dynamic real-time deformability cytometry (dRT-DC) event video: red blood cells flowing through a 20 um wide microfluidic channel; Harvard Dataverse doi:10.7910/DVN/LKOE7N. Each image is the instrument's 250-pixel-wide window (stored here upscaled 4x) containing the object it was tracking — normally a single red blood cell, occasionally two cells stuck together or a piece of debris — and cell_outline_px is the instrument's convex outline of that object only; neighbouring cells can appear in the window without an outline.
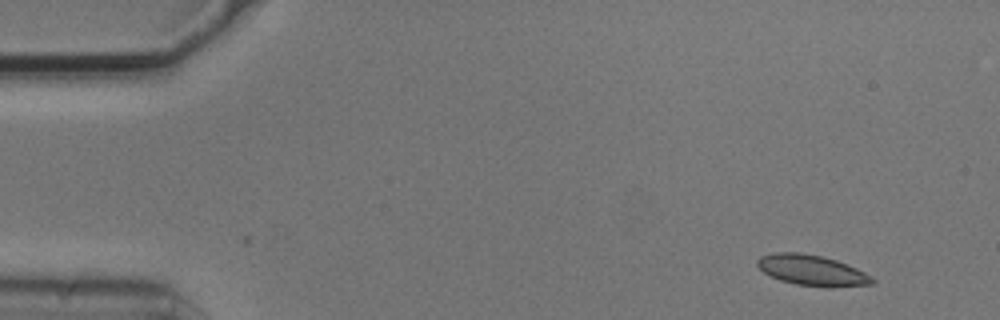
{"species": "common noctule bat (a hibernating species)", "species_latin": "Nyctalus noctula", "temperature_condition": "cold", "stored_images_in_passage": 3, "camera_frame_rate_fps": 3000, "um_per_image_px": 0.085, "animal": {"sex": "male", "body_mass_g": 20.5, "forearm_length_mm": 52.5}, "frame": {"image": 1, "passage_image": 1, "time_ms": 0.0, "image_size_px": [1000, 320], "cell_outline_px": [[876, 284], [832, 288], [796, 284], [780, 280], [764, 272], [756, 264], [756, 260], [760, 256], [772, 252], [800, 252], [820, 256], [836, 260], [856, 268], [872, 276], [876, 280]], "centroid_in_image_um": [69.05, 22.98], "position_along_channel_um": 16.0, "area_um2": 20.69}}